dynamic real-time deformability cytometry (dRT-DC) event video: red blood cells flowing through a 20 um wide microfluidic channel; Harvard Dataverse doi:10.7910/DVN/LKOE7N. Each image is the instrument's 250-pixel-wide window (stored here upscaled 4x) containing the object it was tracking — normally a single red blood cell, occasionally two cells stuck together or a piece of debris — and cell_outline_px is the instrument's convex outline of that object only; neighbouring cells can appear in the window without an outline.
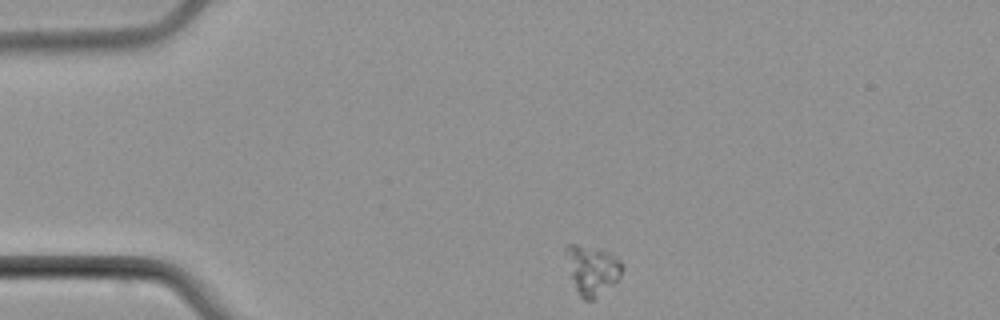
{"species": "common noctule bat (a hibernating species)", "species_latin": "Nyctalus noctula", "temperature_condition": "cold", "stored_images_in_passage": 2, "camera_frame_rate_fps": 3000, "um_per_image_px": 0.085, "animal": {"sex": "male", "body_mass_g": 21.5, "forearm_length_mm": 52.0}, "frame": {"image": 1, "passage_image": 1, "time_ms": 0.0, "image_size_px": [1000, 320], "cell_outline_px": [[624, 268], [620, 276], [612, 284], [592, 300], [584, 300], [576, 292], [564, 252], [564, 248], [568, 244], [576, 244], [612, 252], [624, 264]], "centroid_in_image_um": [50.33, 22.91], "position_along_channel_um": 34.7, "area_um2": 16.18}}